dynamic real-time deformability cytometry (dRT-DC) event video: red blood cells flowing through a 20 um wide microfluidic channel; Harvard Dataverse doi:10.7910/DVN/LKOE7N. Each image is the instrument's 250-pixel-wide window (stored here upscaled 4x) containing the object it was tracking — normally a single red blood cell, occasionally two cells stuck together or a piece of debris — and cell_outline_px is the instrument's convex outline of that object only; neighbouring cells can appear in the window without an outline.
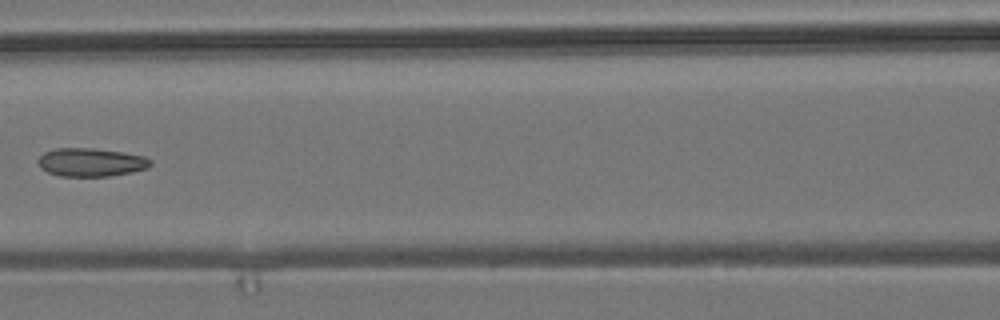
{"species": "common noctule bat (a hibernating species)", "species_latin": "Nyctalus noctula", "temperature_condition": "room temperature", "stored_images_in_passage": 8, "camera_frame_rate_fps": 3000, "um_per_image_px": 0.085, "animal": {"sex": "male", "body_mass_g": 19.2, "forearm_length_mm": 51.8}, "frame": {"image": 1, "passage_image": 7, "time_ms": 8.0, "image_size_px": [1000, 320], "cell_outline_px": [[152, 164], [148, 168], [132, 172], [108, 176], [60, 176], [48, 172], [40, 168], [36, 160], [44, 152], [56, 148], [92, 148], [124, 152], [144, 156], [152, 160]], "centroid_in_image_um": [7.73, 13.79], "position_along_channel_um": 158.9, "area_um2": 18.73}}
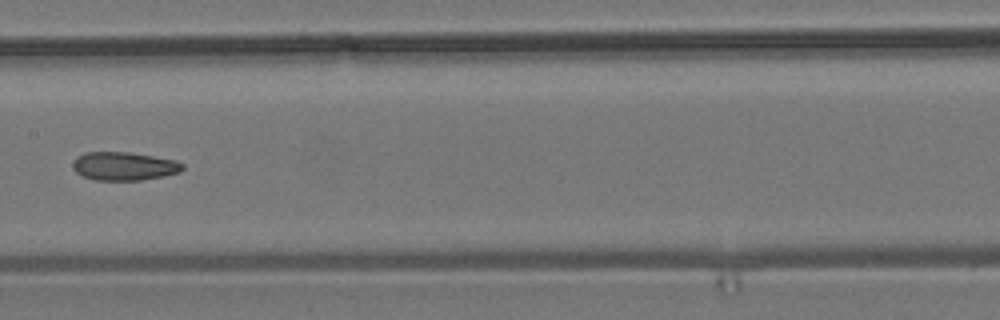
{"frame": {"image": 2, "passage_image": 8, "time_ms": 9.0, "image_size_px": [1000, 320], "cell_outline_px": [[184, 168], [180, 172], [164, 176], [140, 180], [92, 180], [76, 172], [72, 168], [72, 164], [76, 156], [84, 152], [128, 152], [176, 160], [184, 164]], "centroid_in_image_um": [10.53, 14.12], "position_along_channel_um": 196.9, "area_um2": 18.26}}